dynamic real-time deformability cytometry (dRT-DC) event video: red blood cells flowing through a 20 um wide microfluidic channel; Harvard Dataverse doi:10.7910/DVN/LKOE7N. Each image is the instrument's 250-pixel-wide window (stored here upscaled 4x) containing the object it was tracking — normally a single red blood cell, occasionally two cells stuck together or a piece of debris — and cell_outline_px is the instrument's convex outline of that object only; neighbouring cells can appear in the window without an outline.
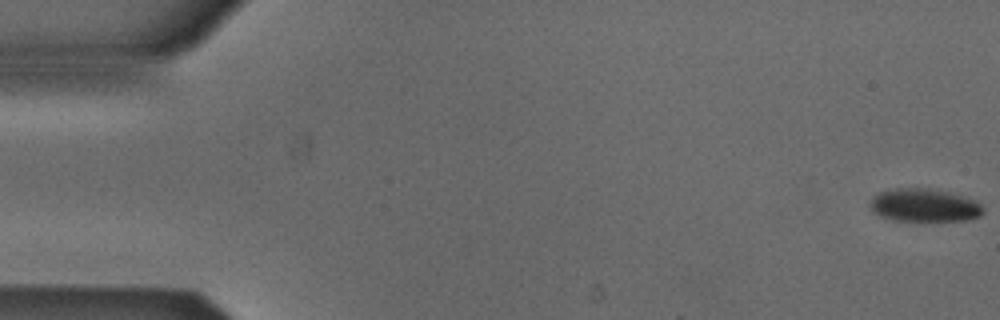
{"species": "Egyptian fruit bat (a non-hibernating species)", "species_latin": "Rousettus aegyptiacus", "temperature_condition": "cold", "stored_images_in_passage": 54, "camera_frame_rate_fps": 3000, "um_per_image_px": 0.085, "animal": {"sex": "male"}, "frame": {"image": 1, "passage_image": 1, "time_ms": 0.0, "image_size_px": [1000, 320], "cell_outline_px": [[984, 212], [980, 216], [968, 220], [892, 220], [880, 216], [872, 212], [868, 204], [872, 196], [880, 192], [896, 188], [928, 188], [948, 192], [964, 196], [976, 200], [984, 208]], "centroid_in_image_um": [78.55, 17.44], "position_along_channel_um": 6.5, "area_um2": 21.91}}
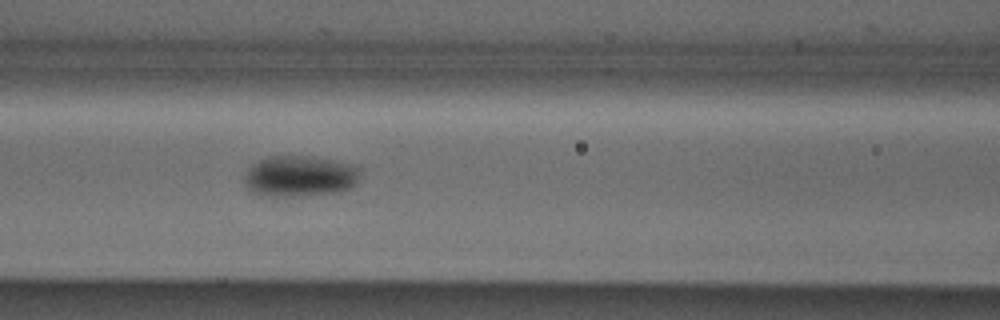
{"frame": {"image": 2, "passage_image": 23, "time_ms": 7.333, "image_size_px": [1000, 320], "cell_outline_px": [[360, 172], [356, 184], [348, 188], [336, 192], [300, 196], [260, 196], [252, 192], [244, 184], [244, 176], [248, 168], [252, 164], [268, 156], [308, 156], [360, 164]], "centroid_in_image_um": [25.49, 14.97], "position_along_channel_um": 141.1, "area_um2": 28.09}}
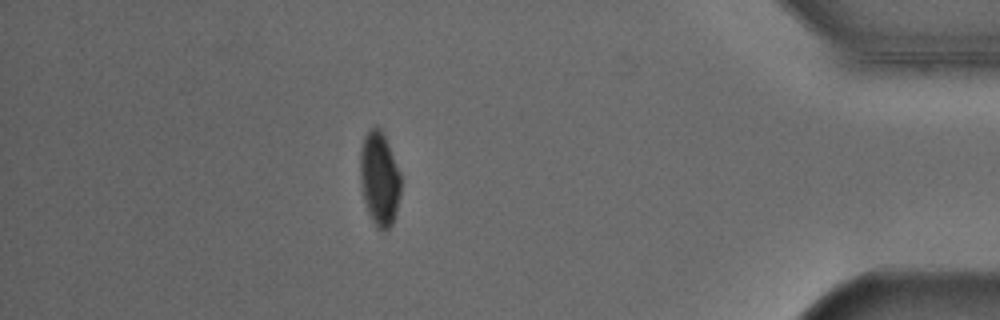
{"frame": {"image": 3, "passage_image": 47, "time_ms": 15.333, "image_size_px": [1000, 320], "cell_outline_px": [[400, 196], [396, 212], [392, 224], [384, 232], [376, 228], [368, 212], [364, 200], [360, 180], [360, 152], [364, 136], [376, 124], [380, 128], [388, 144], [400, 172]], "centroid_in_image_um": [32.25, 15.21], "position_along_channel_um": 403.0, "area_um2": 22.2}, "authors_computed_cell_mechanics": {"area_um2": 23.987, "velocity_mm_per_s": 3.8623, "shape_relaxation_time_tau1_ms": 8.6144, "shape_relaxation_time_tau2_ms": null, "deformation_change_tau1": 0.1145, "deformation_change_tau2": null}}